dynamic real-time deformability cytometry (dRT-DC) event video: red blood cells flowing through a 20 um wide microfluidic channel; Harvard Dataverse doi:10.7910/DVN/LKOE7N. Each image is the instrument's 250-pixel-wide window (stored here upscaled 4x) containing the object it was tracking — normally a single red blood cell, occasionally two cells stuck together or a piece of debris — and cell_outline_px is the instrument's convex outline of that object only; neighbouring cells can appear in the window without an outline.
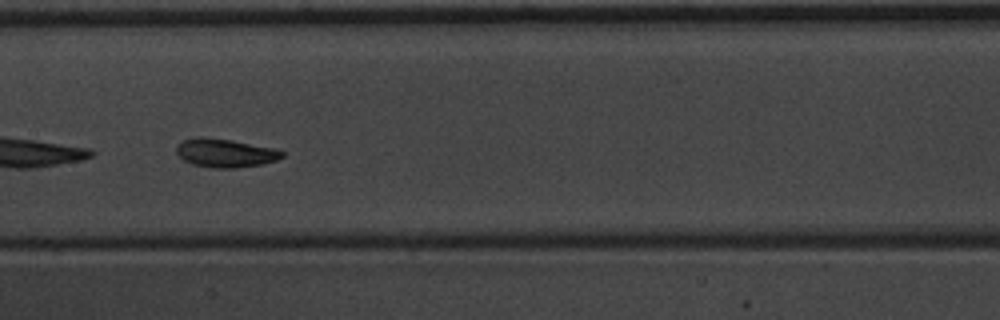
{"species": "common noctule bat (a hibernating species)", "species_latin": "Nyctalus noctula", "temperature_condition": "warm", "stored_images_in_passage": 35, "segment_of_instrument_passage": [2, 2], "camera_frame_rate_fps": 3000, "um_per_image_px": 0.085, "animal": {"sex": "male", "body_mass_g": 20.1, "forearm_length_mm": 53.5}, "frame": {"image": 1, "passage_image": 27, "time_ms": 8.667, "image_size_px": [1000, 320], "cell_outline_px": [[284, 156], [276, 160], [260, 164], [236, 168], [212, 168], [192, 164], [184, 160], [176, 152], [176, 148], [184, 140], [196, 136], [204, 136], [232, 140], [272, 148], [284, 152]], "centroid_in_image_um": [19.12, 13.0], "position_along_channel_um": 188.3, "area_um2": 17.46}}
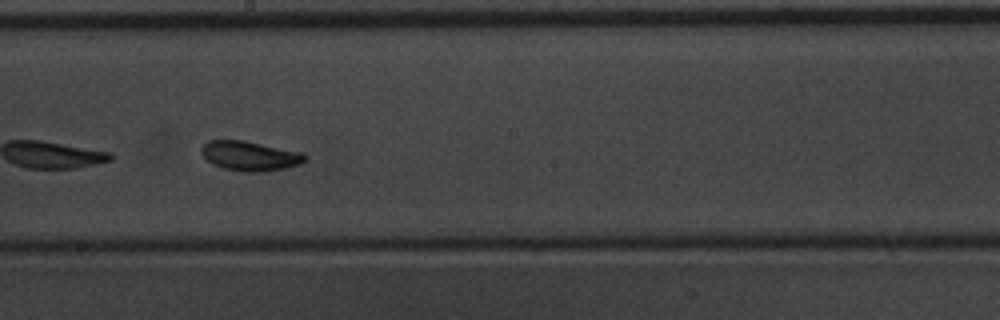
{"frame": {"image": 2, "passage_image": 30, "time_ms": 9.667, "image_size_px": [1000, 320], "cell_outline_px": [[308, 160], [300, 164], [284, 168], [264, 172], [248, 172], [224, 168], [212, 164], [200, 152], [200, 148], [208, 140], [244, 140], [304, 152], [308, 156]], "centroid_in_image_um": [21.29, 13.24], "position_along_channel_um": 226.9, "area_um2": 18.09}}